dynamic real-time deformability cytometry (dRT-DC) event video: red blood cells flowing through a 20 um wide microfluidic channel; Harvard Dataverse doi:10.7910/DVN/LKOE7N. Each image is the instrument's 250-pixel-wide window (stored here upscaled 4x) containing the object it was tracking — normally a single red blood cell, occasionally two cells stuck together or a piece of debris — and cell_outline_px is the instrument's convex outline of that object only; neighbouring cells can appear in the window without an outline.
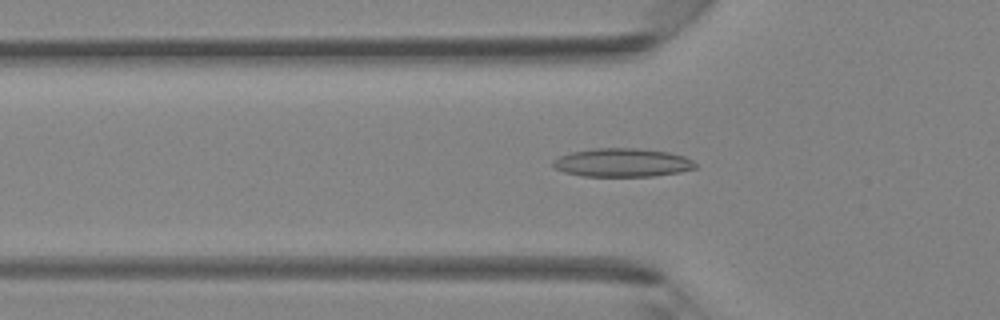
{"species": "Egyptian fruit bat (a non-hibernating species)", "species_latin": "Rousettus aegyptiacus", "temperature_condition": "room temperature", "stored_images_in_passage": 42, "camera_frame_rate_fps": 3000, "um_per_image_px": 0.085, "animal": {"sex": "female"}, "frame": {"image": 1, "passage_image": 14, "time_ms": 4.333, "image_size_px": [1000, 320], "cell_outline_px": [[696, 168], [680, 172], [652, 176], [584, 176], [564, 172], [552, 168], [552, 160], [560, 156], [572, 152], [592, 148], [636, 148], [668, 152], [684, 156], [692, 160], [696, 164]], "centroid_in_image_um": [52.87, 13.82], "position_along_channel_um": 72.9, "area_um2": 23.7}}
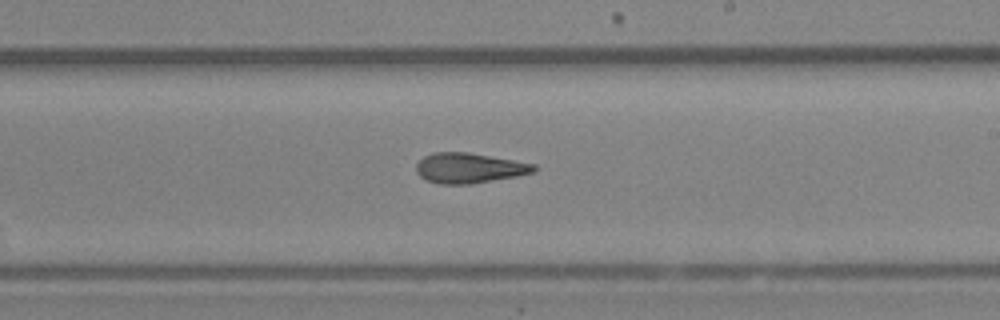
{"frame": {"image": 2, "passage_image": 25, "time_ms": 8.0, "image_size_px": [1000, 320], "cell_outline_px": [[536, 168], [532, 172], [516, 176], [472, 184], [440, 184], [424, 180], [416, 172], [416, 164], [424, 156], [432, 152], [468, 152], [536, 164]], "centroid_in_image_um": [39.83, 14.28], "position_along_channel_um": 249.2, "area_um2": 20.69}}
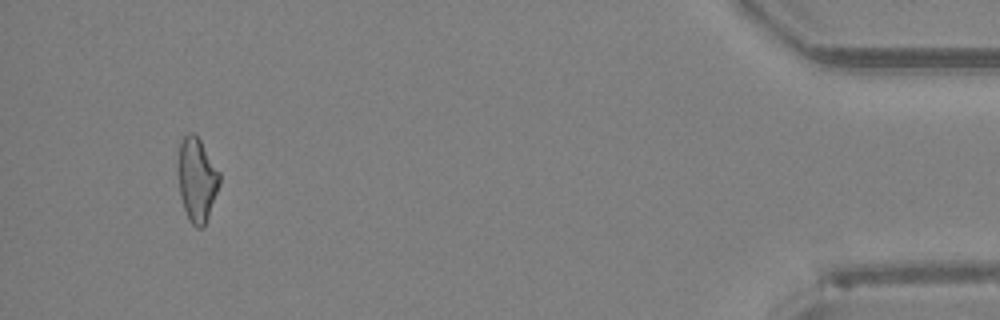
{"frame": {"image": 3, "passage_image": 40, "time_ms": 13.0, "image_size_px": [1000, 320], "cell_outline_px": [[220, 184], [204, 228], [196, 228], [192, 224], [184, 208], [180, 196], [176, 168], [180, 140], [188, 132], [192, 132], [200, 140], [220, 172]], "centroid_in_image_um": [16.71, 15.25], "position_along_channel_um": 418.5, "area_um2": 20.58}}